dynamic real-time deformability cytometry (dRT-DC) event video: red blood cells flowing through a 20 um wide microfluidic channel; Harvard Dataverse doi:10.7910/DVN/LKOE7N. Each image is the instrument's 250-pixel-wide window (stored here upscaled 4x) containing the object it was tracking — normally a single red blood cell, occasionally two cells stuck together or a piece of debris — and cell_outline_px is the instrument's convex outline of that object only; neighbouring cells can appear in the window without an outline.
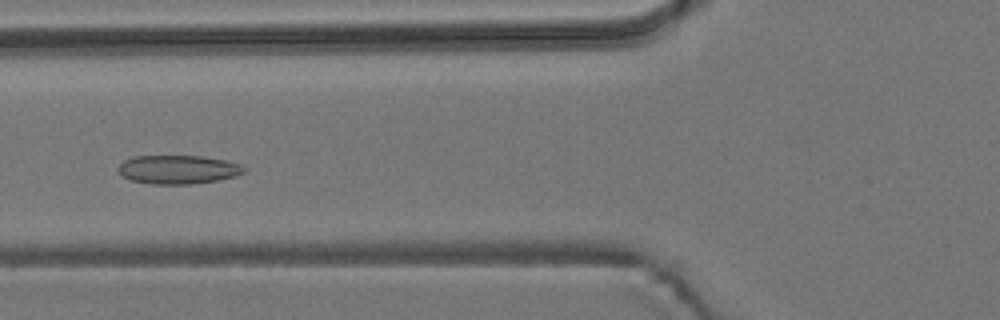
{"species": "common noctule bat (a hibernating species)", "species_latin": "Nyctalus noctula", "temperature_condition": "room temperature", "stored_images_in_passage": 14, "camera_frame_rate_fps": 3000, "um_per_image_px": 0.085, "animal": {"sex": "male", "body_mass_g": 19.2, "forearm_length_mm": 51.8}, "frame": {"image": 1, "passage_image": 5, "time_ms": 5.667, "image_size_px": [1000, 320], "cell_outline_px": [[248, 168], [244, 172], [236, 176], [216, 180], [192, 184], [152, 184], [132, 180], [120, 176], [116, 168], [124, 160], [132, 156], [204, 156], [224, 160], [240, 164]], "centroid_in_image_um": [15.11, 14.4], "position_along_channel_um": 110.7, "area_um2": 21.21}}
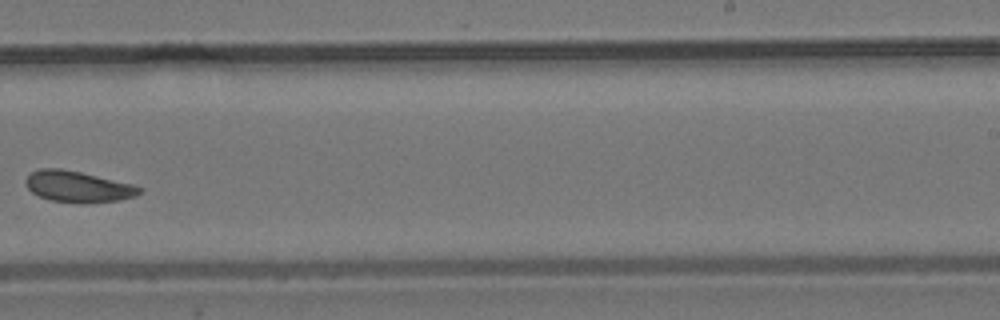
{"frame": {"image": 2, "passage_image": 9, "time_ms": 10.333, "image_size_px": [1000, 320], "cell_outline_px": [[144, 192], [136, 196], [120, 200], [84, 204], [80, 204], [52, 200], [40, 196], [32, 192], [28, 188], [24, 180], [32, 172], [40, 168], [60, 168], [80, 172], [132, 184], [144, 188]], "centroid_in_image_um": [6.67, 15.88], "position_along_channel_um": 282.3, "area_um2": 20.75}}
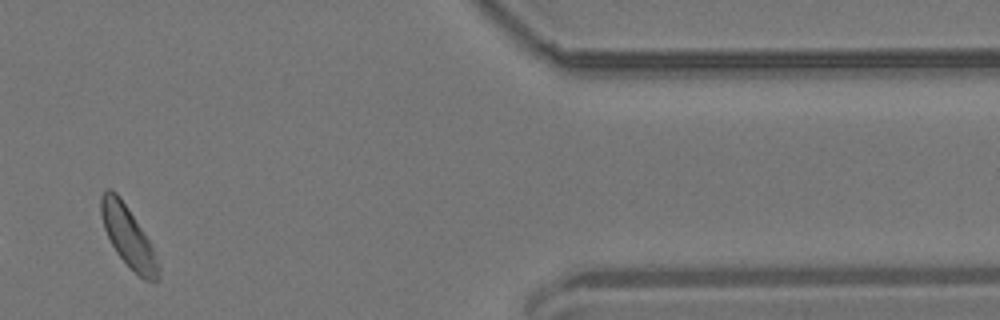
{"frame": {"image": 3, "passage_image": 12, "time_ms": 14.667, "image_size_px": [1000, 320], "cell_outline_px": [[160, 280], [156, 284], [144, 280], [116, 252], [104, 228], [100, 216], [100, 196], [108, 188], [112, 188], [116, 192], [128, 208], [152, 244], [160, 268]], "centroid_in_image_um": [10.92, 20.13], "position_along_channel_um": 400.5, "area_um2": 20.29}, "authors_computed_cell_mechanics": {"area_um2": 20.519, "velocity_mm_per_s": 3.6919, "shape_relaxation_time_tau1_ms": 1.9592, "shape_relaxation_time_tau2_ms": 6.3297, "deformation_change_tau1": 0.0366, "deformation_change_tau2": 0.098}}